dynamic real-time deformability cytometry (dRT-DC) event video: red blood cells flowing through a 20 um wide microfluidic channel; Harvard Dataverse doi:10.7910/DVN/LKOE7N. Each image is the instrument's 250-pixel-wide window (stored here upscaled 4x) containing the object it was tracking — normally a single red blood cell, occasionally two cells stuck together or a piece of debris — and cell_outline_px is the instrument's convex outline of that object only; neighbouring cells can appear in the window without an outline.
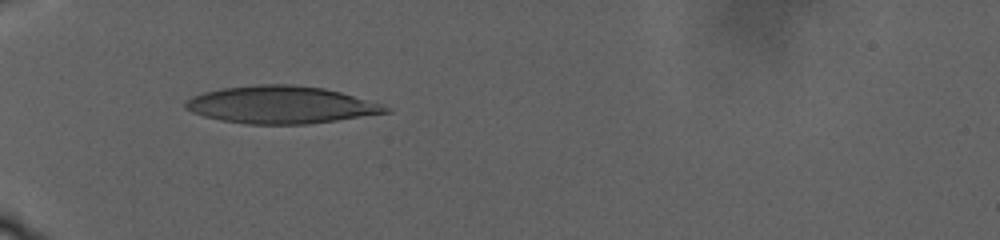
{"species": "human", "species_latin": "Homo sapiens", "temperature_condition": "warm", "stored_images_in_passage": 10, "camera_frame_rate_fps": 3000, "um_per_image_px": 0.085, "donor": {"sex": "male"}, "frame": {"image": 1, "passage_image": 1, "time_ms": 0.0, "image_size_px": [1000, 240], "cell_outline_px": [[392, 112], [308, 124], [248, 124], [220, 120], [204, 116], [192, 112], [184, 108], [184, 100], [192, 96], [204, 92], [220, 88], [256, 84], [292, 84], [324, 88], [340, 92], [380, 104], [392, 108]], "centroid_in_image_um": [23.84, 8.9], "position_along_channel_um": 61.2, "area_um2": 43.7}}
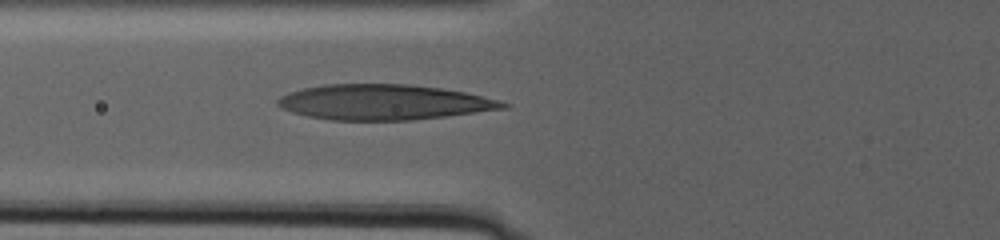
{"frame": {"image": 2, "passage_image": 8, "time_ms": 2.333, "image_size_px": [1000, 240], "cell_outline_px": [[512, 104], [508, 108], [412, 120], [328, 120], [308, 116], [292, 112], [276, 104], [276, 100], [280, 96], [288, 92], [304, 88], [324, 84], [412, 84], [444, 88], [464, 92], [500, 100]], "centroid_in_image_um": [32.63, 8.68], "position_along_channel_um": 93.2, "area_um2": 46.47}}